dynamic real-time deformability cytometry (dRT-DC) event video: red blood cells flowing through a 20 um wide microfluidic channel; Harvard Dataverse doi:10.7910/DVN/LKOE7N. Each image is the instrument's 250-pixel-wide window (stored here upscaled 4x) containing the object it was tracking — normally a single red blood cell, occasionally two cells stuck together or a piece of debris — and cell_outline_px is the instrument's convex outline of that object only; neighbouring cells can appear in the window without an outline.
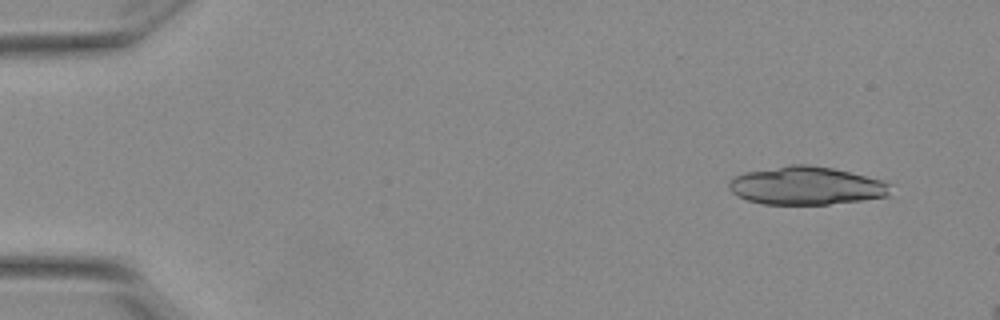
{"species": "Egyptian fruit bat (a non-hibernating species)", "species_latin": "Rousettus aegyptiacus", "temperature_condition": "warm", "stored_images_in_passage": 13, "camera_frame_rate_fps": 3000, "um_per_image_px": 0.085, "animal": {"sex": "female"}, "frame": {"image": 1, "passage_image": 1, "time_ms": 0.0, "image_size_px": [1000, 320], "cell_outline_px": [[892, 184], [888, 196], [860, 200], [828, 204], [764, 204], [748, 200], [736, 196], [728, 188], [728, 184], [736, 176], [744, 172], [792, 164], [808, 164], [832, 168], [888, 180]], "centroid_in_image_um": [68.58, 15.77], "position_along_channel_um": 16.4, "area_um2": 36.07}}